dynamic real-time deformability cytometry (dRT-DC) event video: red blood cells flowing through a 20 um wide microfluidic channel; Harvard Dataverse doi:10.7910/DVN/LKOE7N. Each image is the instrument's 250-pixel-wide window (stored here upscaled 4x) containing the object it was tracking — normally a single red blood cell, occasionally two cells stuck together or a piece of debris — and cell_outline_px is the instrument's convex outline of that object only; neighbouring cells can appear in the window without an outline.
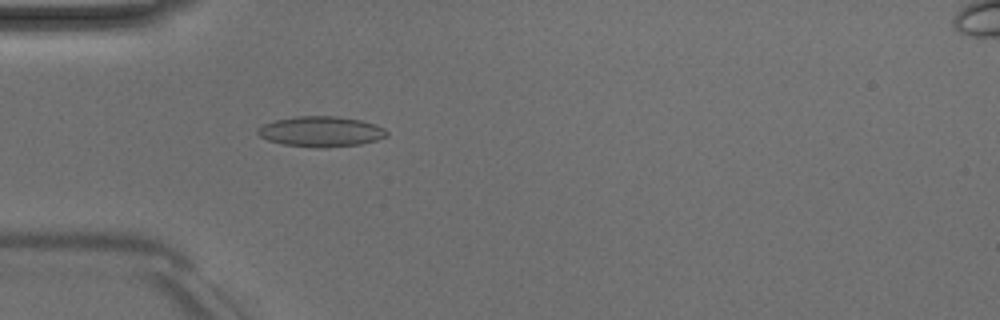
{"species": "Egyptian fruit bat (a non-hibernating species)", "species_latin": "Rousettus aegyptiacus", "temperature_condition": "room temperature", "stored_images_in_passage": 4, "camera_frame_rate_fps": 3000, "um_per_image_px": 0.085, "animal": {"sex": "male"}, "frame": {"image": 1, "passage_image": 4, "time_ms": 3.333, "image_size_px": [1000, 320], "cell_outline_px": [[388, 136], [376, 140], [360, 144], [324, 148], [316, 148], [284, 144], [268, 140], [260, 136], [256, 132], [264, 124], [276, 120], [296, 116], [336, 116], [360, 120], [384, 128], [388, 132]], "centroid_in_image_um": [27.29, 11.19], "position_along_channel_um": 57.7, "area_um2": 22.66}}